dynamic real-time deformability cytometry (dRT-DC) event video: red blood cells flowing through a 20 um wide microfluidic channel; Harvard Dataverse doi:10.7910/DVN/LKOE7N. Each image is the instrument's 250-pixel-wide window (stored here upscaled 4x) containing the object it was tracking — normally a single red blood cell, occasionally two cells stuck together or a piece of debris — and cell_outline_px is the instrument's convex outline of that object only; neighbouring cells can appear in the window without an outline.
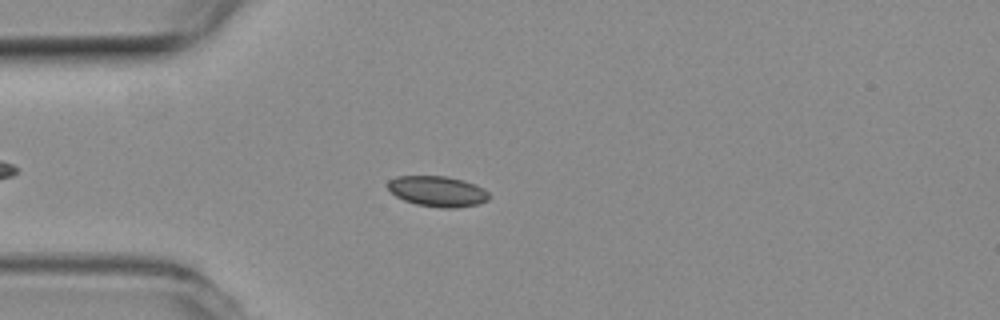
{"species": "common noctule bat (a hibernating species)", "species_latin": "Nyctalus noctula", "temperature_condition": "room temperature", "stored_images_in_passage": 18, "camera_frame_rate_fps": 3000, "um_per_image_px": 0.085, "animal": {"sex": "female", "body_mass_g": 19.3, "forearm_length_mm": 54.1}, "frame": {"image": 1, "passage_image": 9, "time_ms": 2.667, "image_size_px": [1000, 320], "cell_outline_px": [[488, 200], [476, 204], [456, 208], [440, 208], [416, 204], [404, 200], [396, 196], [388, 188], [388, 180], [396, 176], [448, 176], [464, 180], [476, 184], [484, 188], [488, 192]], "centroid_in_image_um": [37.19, 16.25], "position_along_channel_um": 47.8, "area_um2": 18.09}}
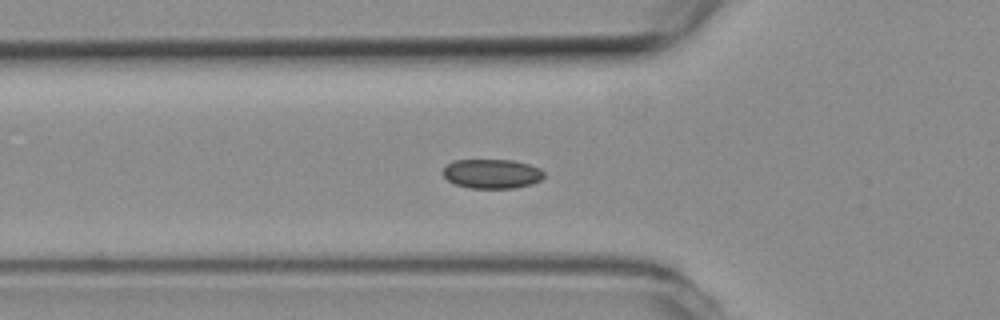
{"frame": {"image": 2, "passage_image": 13, "time_ms": 4.0, "image_size_px": [1000, 320], "cell_outline_px": [[544, 176], [540, 180], [532, 184], [512, 188], [468, 188], [456, 184], [448, 180], [444, 176], [444, 168], [452, 160], [512, 160], [528, 164], [540, 168], [544, 172]], "centroid_in_image_um": [41.82, 14.77], "position_along_channel_um": 84.0, "area_um2": 17.22}}
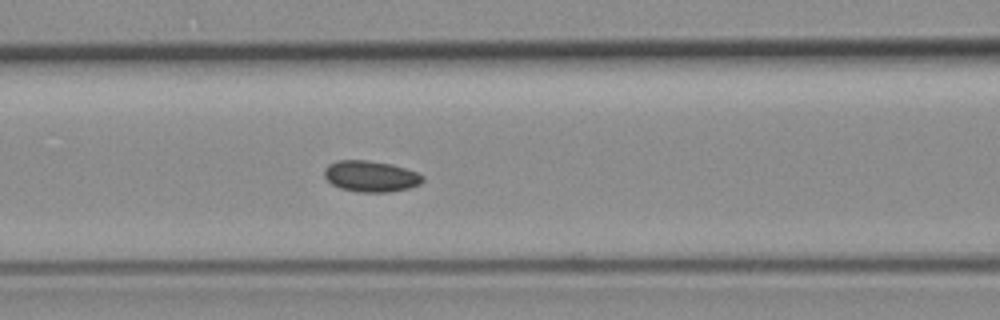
{"frame": {"image": 3, "passage_image": 17, "time_ms": 5.333, "image_size_px": [1000, 320], "cell_outline_px": [[424, 180], [420, 184], [408, 188], [388, 192], [360, 192], [340, 188], [332, 184], [324, 176], [324, 168], [328, 164], [336, 160], [368, 160], [392, 164], [416, 172], [424, 176]], "centroid_in_image_um": [31.5, 14.97], "position_along_channel_um": 135.1, "area_um2": 17.86}}